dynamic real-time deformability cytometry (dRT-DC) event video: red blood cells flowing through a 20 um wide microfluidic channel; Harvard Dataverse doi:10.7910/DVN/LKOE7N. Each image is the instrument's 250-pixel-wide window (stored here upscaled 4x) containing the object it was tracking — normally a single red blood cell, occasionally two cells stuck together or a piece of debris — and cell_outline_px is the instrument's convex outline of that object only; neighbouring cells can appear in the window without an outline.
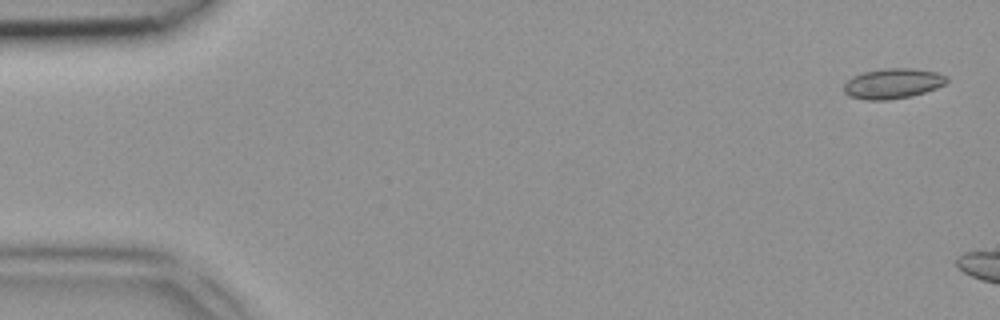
{"species": "common noctule bat (a hibernating species)", "species_latin": "Nyctalus noctula", "temperature_condition": "room temperature", "stored_images_in_passage": 5, "camera_frame_rate_fps": 3000, "um_per_image_px": 0.085, "animal": {"sex": "female", "body_mass_g": 18.4}, "frame": {"image": 1, "passage_image": 5, "time_ms": 1.333, "image_size_px": [1000, 320], "cell_outline_px": [[948, 80], [944, 84], [936, 88], [912, 96], [888, 100], [864, 100], [848, 96], [844, 92], [844, 84], [852, 76], [864, 72], [884, 68], [912, 68], [936, 72], [948, 76]], "centroid_in_image_um": [75.87, 7.1], "position_along_channel_um": 9.1, "area_um2": 18.21}}